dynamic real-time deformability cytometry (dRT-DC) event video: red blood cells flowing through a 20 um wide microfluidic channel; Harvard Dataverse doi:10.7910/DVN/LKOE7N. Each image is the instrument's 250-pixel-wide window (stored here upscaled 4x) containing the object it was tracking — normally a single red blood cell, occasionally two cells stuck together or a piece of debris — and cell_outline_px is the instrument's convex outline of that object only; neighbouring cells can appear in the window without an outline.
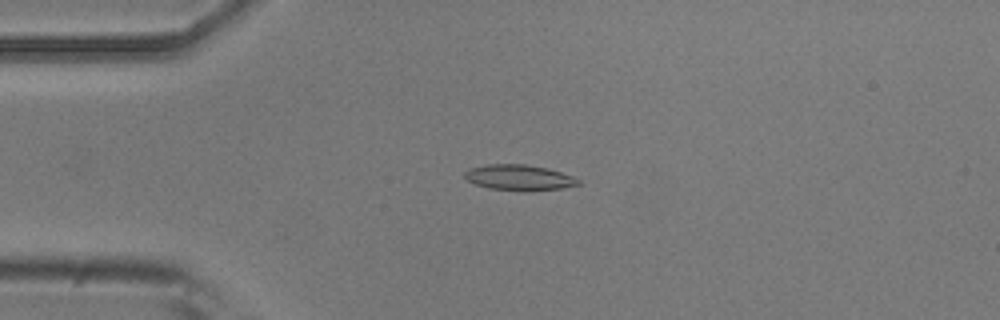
{"species": "common noctule bat (a hibernating species)", "species_latin": "Nyctalus noctula", "temperature_condition": "room temperature", "stored_images_in_passage": 53, "camera_frame_rate_fps": 3000, "um_per_image_px": 0.085, "animal": {"sex": "male", "body_mass_g": 20.5, "forearm_length_mm": 52.5}, "frame": {"image": 1, "passage_image": 13, "time_ms": 4.0, "image_size_px": [1000, 320], "cell_outline_px": [[580, 184], [564, 188], [524, 192], [488, 188], [476, 184], [468, 180], [464, 176], [464, 172], [468, 168], [488, 164], [524, 164], [548, 168], [572, 176], [580, 180]], "centroid_in_image_um": [44.12, 15.1], "position_along_channel_um": 40.9, "area_um2": 17.17}}
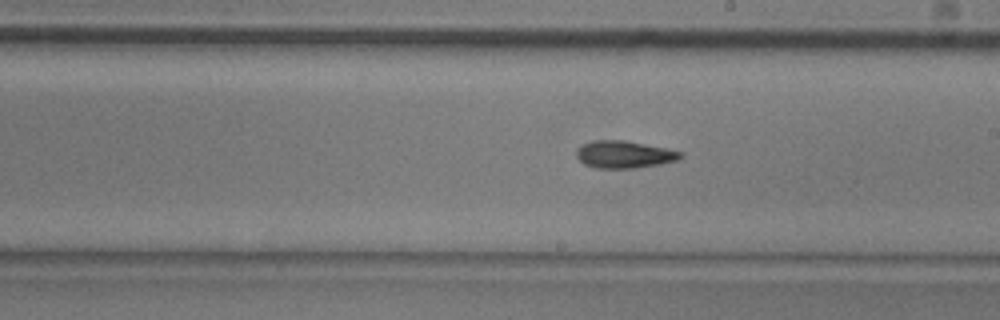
{"frame": {"image": 2, "passage_image": 30, "time_ms": 9.667, "image_size_px": [1000, 320], "cell_outline_px": [[684, 156], [676, 160], [660, 164], [636, 168], [596, 168], [584, 164], [576, 156], [576, 152], [584, 144], [592, 140], [624, 140], [684, 152]], "centroid_in_image_um": [53.07, 13.13], "position_along_channel_um": 235.9, "area_um2": 16.42}}
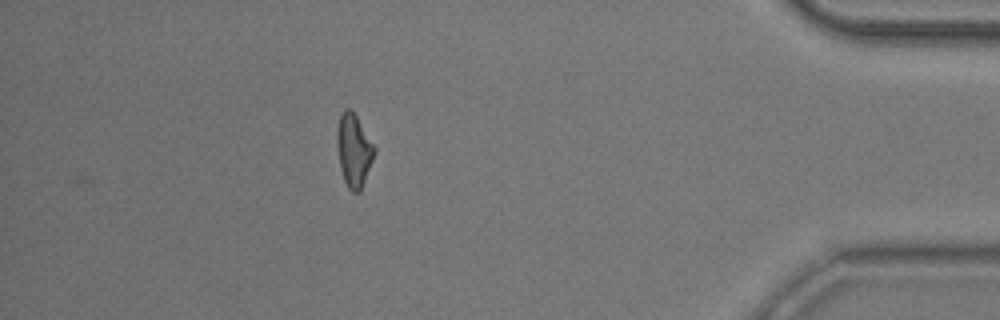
{"frame": {"image": 3, "passage_image": 47, "time_ms": 15.333, "image_size_px": [1000, 320], "cell_outline_px": [[376, 152], [360, 192], [352, 192], [348, 188], [344, 180], [340, 168], [336, 144], [336, 132], [340, 112], [344, 108], [348, 108], [356, 116], [376, 148]], "centroid_in_image_um": [30.06, 12.77], "position_along_channel_um": 405.1, "area_um2": 15.95}, "authors_computed_cell_mechanics": {"area_um2": 16.2418, "velocity_mm_per_s": 3.8337, "shape_relaxation_time_tau1_ms": null, "shape_relaxation_time_tau2_ms": 2.9718, "deformation_change_tau1": null, "deformation_change_tau2": 0.1203}}